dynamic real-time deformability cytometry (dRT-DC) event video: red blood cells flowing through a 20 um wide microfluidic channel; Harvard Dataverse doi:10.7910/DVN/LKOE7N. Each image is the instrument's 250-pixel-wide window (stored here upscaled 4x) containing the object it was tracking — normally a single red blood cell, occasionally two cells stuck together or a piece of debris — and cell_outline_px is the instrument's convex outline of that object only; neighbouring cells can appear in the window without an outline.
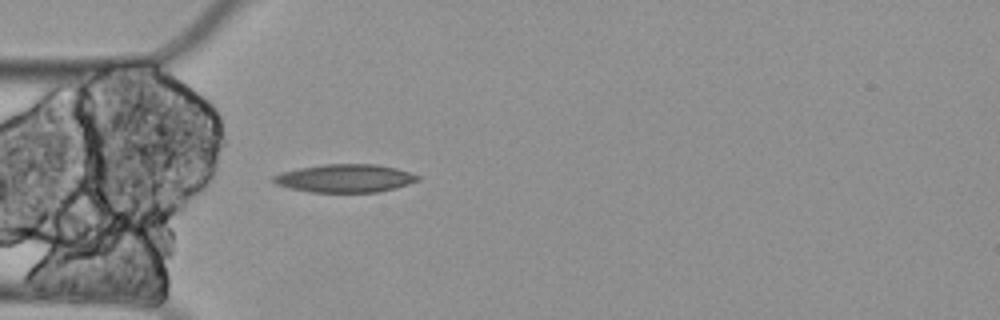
{"species": "Egyptian fruit bat (a non-hibernating species)", "species_latin": "Rousettus aegyptiacus", "temperature_condition": "cold", "stored_images_in_passage": 4, "camera_frame_rate_fps": 3000, "um_per_image_px": 0.085, "animal": {"sex": "female"}, "frame": {"image": 1, "passage_image": 4, "time_ms": 1.0, "image_size_px": [1000, 320], "cell_outline_px": [[420, 180], [396, 188], [376, 192], [308, 192], [276, 184], [272, 180], [272, 176], [280, 172], [300, 168], [324, 164], [376, 164], [396, 168], [420, 176]], "centroid_in_image_um": [29.33, 15.15], "position_along_channel_um": 55.7, "area_um2": 23.58}}